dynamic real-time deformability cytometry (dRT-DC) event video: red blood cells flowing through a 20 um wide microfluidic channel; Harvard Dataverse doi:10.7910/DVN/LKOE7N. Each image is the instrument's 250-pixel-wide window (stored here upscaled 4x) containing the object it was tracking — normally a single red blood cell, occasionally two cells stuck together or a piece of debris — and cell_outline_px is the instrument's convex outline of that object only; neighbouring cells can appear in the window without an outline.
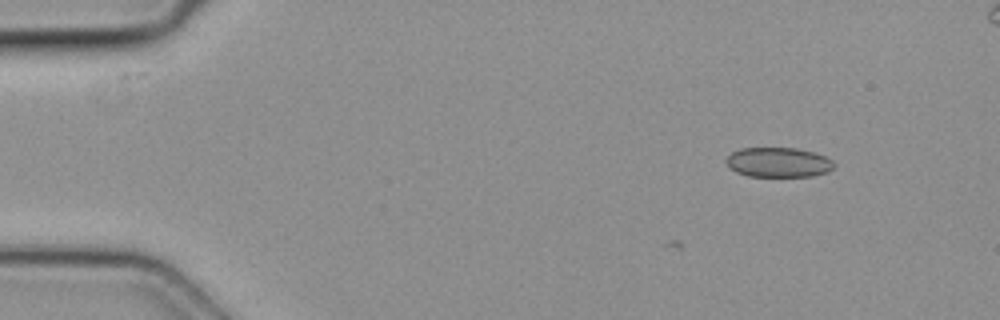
{"species": "common noctule bat (a hibernating species)", "species_latin": "Nyctalus noctula", "temperature_condition": "cold", "stored_images_in_passage": 3, "camera_frame_rate_fps": 3000, "um_per_image_px": 0.085, "animal": {"sex": "female", "body_mass_g": 19.3, "forearm_length_mm": 54.1}, "frame": {"image": 1, "passage_image": 1, "time_ms": 0.0, "image_size_px": [1000, 320], "cell_outline_px": [[836, 164], [828, 172], [812, 176], [748, 176], [736, 172], [728, 168], [724, 160], [732, 152], [740, 148], [796, 148], [812, 152], [824, 156], [832, 160]], "centroid_in_image_um": [66.13, 13.8], "position_along_channel_um": 18.9, "area_um2": 18.79}}